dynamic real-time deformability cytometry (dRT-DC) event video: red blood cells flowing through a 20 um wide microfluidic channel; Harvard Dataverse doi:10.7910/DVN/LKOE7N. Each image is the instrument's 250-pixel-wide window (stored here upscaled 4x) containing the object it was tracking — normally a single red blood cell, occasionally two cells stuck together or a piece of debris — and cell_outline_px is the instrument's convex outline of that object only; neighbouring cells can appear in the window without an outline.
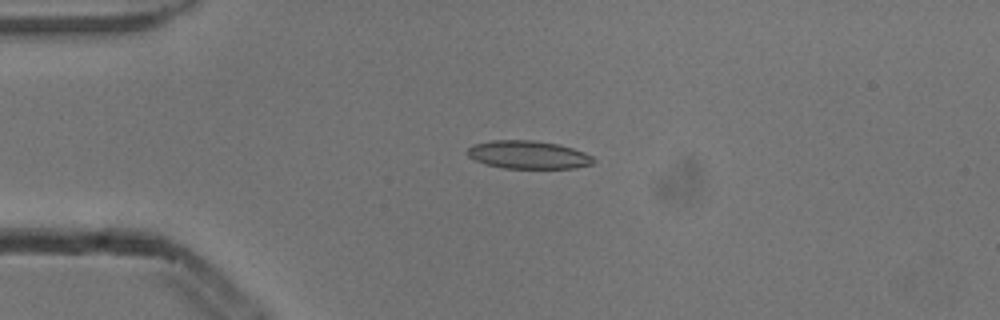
{"species": "common noctule bat (a hibernating species)", "species_latin": "Nyctalus noctula", "temperature_condition": "cold", "stored_images_in_passage": 4, "camera_frame_rate_fps": 3000, "um_per_image_px": 0.085, "animal": {"sex": "male", "body_mass_g": 13.3}, "frame": {"image": 1, "passage_image": 3, "time_ms": 0.667, "image_size_px": [1000, 320], "cell_outline_px": [[596, 160], [592, 164], [576, 168], [504, 168], [488, 164], [476, 160], [468, 156], [468, 148], [472, 144], [492, 140], [532, 140], [560, 144], [584, 152], [592, 156]], "centroid_in_image_um": [44.93, 13.15], "position_along_channel_um": 40.1, "area_um2": 20.58}}